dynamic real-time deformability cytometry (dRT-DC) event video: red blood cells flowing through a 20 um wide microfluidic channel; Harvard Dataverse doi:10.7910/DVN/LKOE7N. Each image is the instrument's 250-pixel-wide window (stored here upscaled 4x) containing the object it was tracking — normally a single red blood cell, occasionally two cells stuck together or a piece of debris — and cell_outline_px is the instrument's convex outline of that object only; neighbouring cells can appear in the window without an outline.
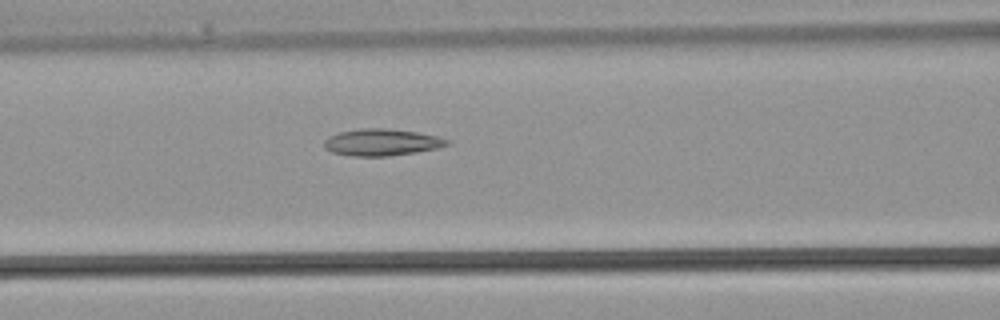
{"species": "common noctule bat (a hibernating species)", "species_latin": "Nyctalus noctula", "temperature_condition": "warm", "stored_images_in_passage": 26, "camera_frame_rate_fps": 3000, "um_per_image_px": 0.085, "animal": {"sex": "male", "body_mass_g": 21.5, "forearm_length_mm": 52.0}, "frame": {"image": 1, "passage_image": 12, "time_ms": 3.667, "image_size_px": [1000, 320], "cell_outline_px": [[452, 144], [436, 148], [416, 152], [388, 156], [352, 156], [332, 152], [324, 148], [324, 140], [328, 136], [340, 132], [360, 128], [388, 128], [416, 132], [436, 136], [448, 140]], "centroid_in_image_um": [32.42, 12.09], "position_along_channel_um": 134.2, "area_um2": 19.19}}
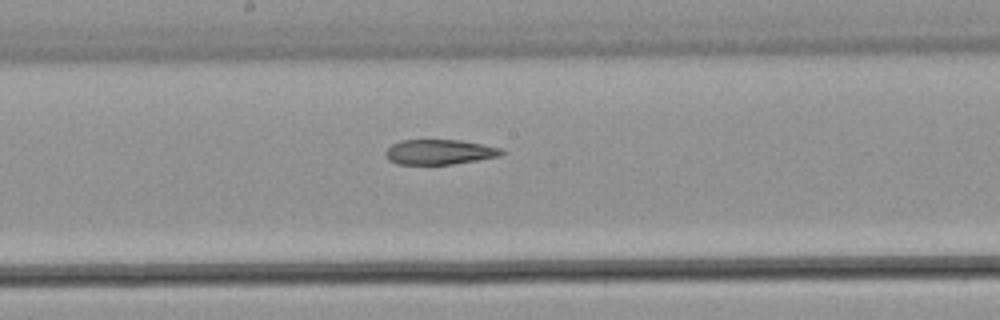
{"frame": {"image": 2, "passage_image": 16, "time_ms": 5.0, "image_size_px": [1000, 320], "cell_outline_px": [[508, 152], [500, 156], [452, 164], [396, 164], [388, 160], [384, 152], [392, 144], [400, 140], [460, 140], [500, 148]], "centroid_in_image_um": [37.34, 12.92], "position_along_channel_um": 210.9, "area_um2": 16.88}}
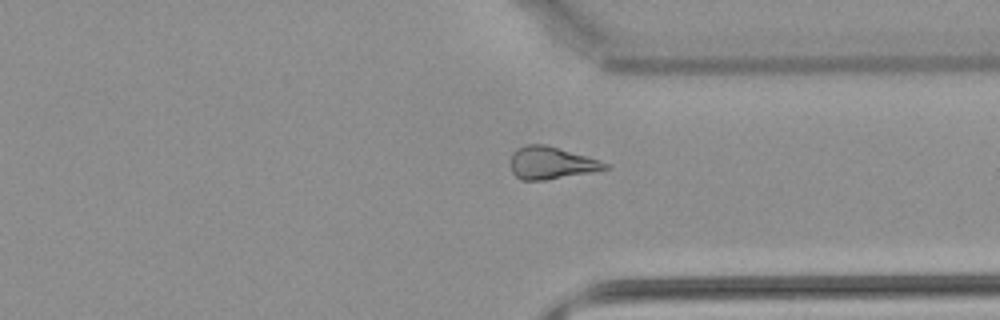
{"frame": {"image": 3, "passage_image": 24, "time_ms": 7.667, "image_size_px": [1000, 320], "cell_outline_px": [[612, 168], [592, 172], [544, 180], [520, 180], [512, 172], [508, 164], [508, 160], [512, 152], [516, 148], [528, 144], [544, 144], [600, 160], [608, 164]], "centroid_in_image_um": [46.8, 13.85], "position_along_channel_um": 364.6, "area_um2": 18.03}}